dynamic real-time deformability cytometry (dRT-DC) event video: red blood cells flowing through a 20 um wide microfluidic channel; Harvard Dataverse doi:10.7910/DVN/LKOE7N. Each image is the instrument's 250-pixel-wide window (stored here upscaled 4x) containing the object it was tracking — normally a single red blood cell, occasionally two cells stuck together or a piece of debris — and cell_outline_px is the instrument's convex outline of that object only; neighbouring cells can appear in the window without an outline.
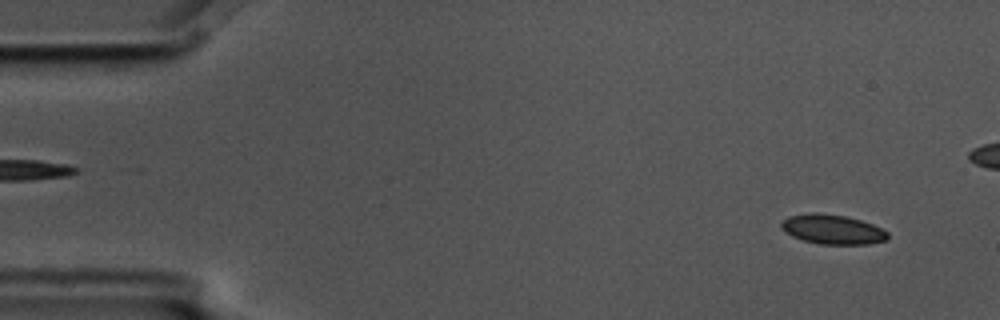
{"species": "common noctule bat (a hibernating species)", "species_latin": "Nyctalus noctula", "temperature_condition": "cold", "stored_images_in_passage": 4, "segment_of_instrument_passage": [2, 2], "camera_frame_rate_fps": 3000, "um_per_image_px": 0.085, "animal": {"sex": "male", "body_mass_g": 17.5, "forearm_length_mm": 52.3}, "frame": {"image": 1, "passage_image": 4, "time_ms": 1.0, "image_size_px": [1000, 320], "cell_outline_px": [[888, 240], [868, 244], [820, 244], [804, 240], [792, 236], [784, 232], [780, 228], [780, 224], [788, 216], [812, 212], [816, 212], [844, 216], [860, 220], [872, 224], [888, 232]], "centroid_in_image_um": [70.74, 19.5], "position_along_channel_um": 14.3, "area_um2": 18.32}}